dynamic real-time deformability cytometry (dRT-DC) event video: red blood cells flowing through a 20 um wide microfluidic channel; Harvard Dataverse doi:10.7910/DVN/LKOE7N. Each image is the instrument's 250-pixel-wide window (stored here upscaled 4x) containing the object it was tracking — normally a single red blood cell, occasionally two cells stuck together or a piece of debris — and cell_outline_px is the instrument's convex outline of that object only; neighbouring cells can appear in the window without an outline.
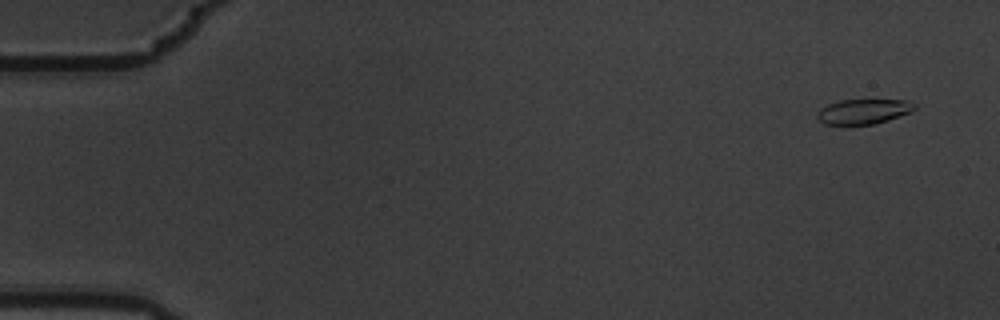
{"species": "common noctule bat (a hibernating species)", "species_latin": "Nyctalus noctula", "temperature_condition": "warm", "stored_images_in_passage": 6, "camera_frame_rate_fps": 3000, "um_per_image_px": 0.085, "animal": {"sex": "male", "body_mass_g": 19.5, "forearm_length_mm": 54.6}, "frame": {"image": 1, "passage_image": 1, "time_ms": 0.0, "image_size_px": [1000, 320], "cell_outline_px": [[916, 108], [912, 112], [876, 124], [848, 128], [824, 124], [816, 116], [816, 112], [820, 108], [828, 104], [840, 100], [908, 100], [916, 104]], "centroid_in_image_um": [73.35, 9.53], "position_along_channel_um": 11.6, "area_um2": 14.97}}
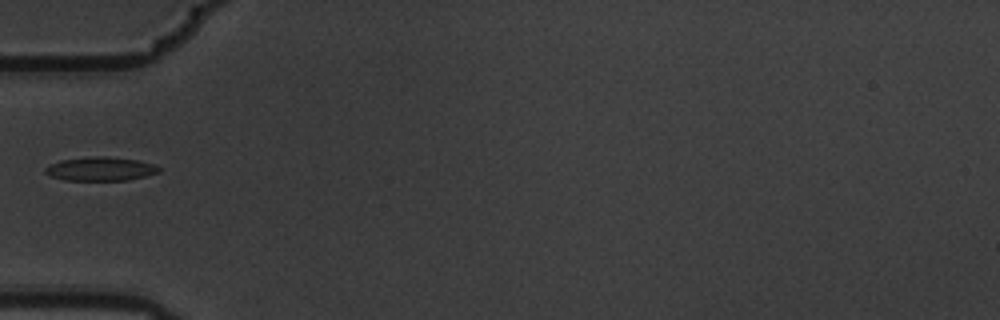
{"frame": {"image": 2, "passage_image": 6, "time_ms": 1.667, "image_size_px": [1000, 320], "cell_outline_px": [[160, 172], [128, 180], [64, 180], [48, 176], [44, 172], [44, 168], [60, 160], [92, 156], [104, 156], [136, 160], [156, 164], [160, 168]], "centroid_in_image_um": [8.52, 14.36], "position_along_channel_um": 76.5, "area_um2": 15.78}}